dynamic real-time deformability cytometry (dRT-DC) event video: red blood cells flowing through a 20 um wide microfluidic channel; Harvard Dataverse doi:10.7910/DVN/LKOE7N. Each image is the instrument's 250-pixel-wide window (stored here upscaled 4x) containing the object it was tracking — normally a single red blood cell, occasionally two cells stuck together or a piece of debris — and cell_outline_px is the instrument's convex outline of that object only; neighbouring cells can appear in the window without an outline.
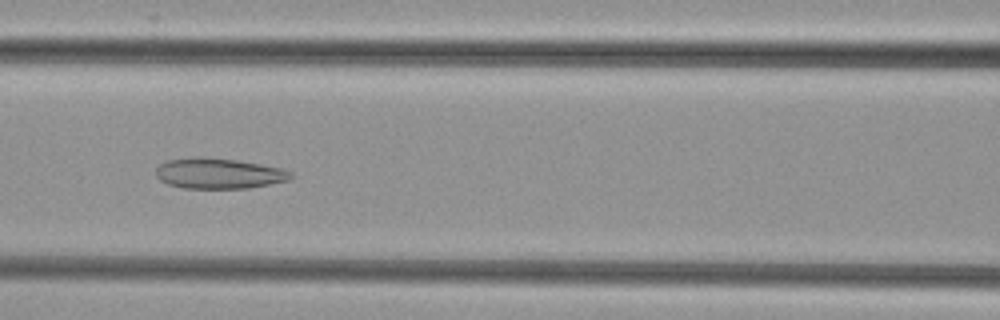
{"species": "common noctule bat (a hibernating species)", "species_latin": "Nyctalus noctula", "temperature_condition": "cold", "stored_images_in_passage": 42, "camera_frame_rate_fps": 3000, "um_per_image_px": 0.085, "animal": {"sex": "female", "body_mass_g": 29.2, "forearm_length_mm": 56.3}, "frame": {"image": 1, "passage_image": 22, "time_ms": 7.0, "image_size_px": [1000, 320], "cell_outline_px": [[292, 176], [288, 180], [248, 188], [184, 188], [168, 184], [160, 180], [156, 176], [156, 168], [160, 164], [168, 160], [192, 156], [200, 156], [236, 160], [260, 164], [280, 168], [292, 172]], "centroid_in_image_um": [18.55, 14.73], "position_along_channel_um": 148.1, "area_um2": 23.93}}
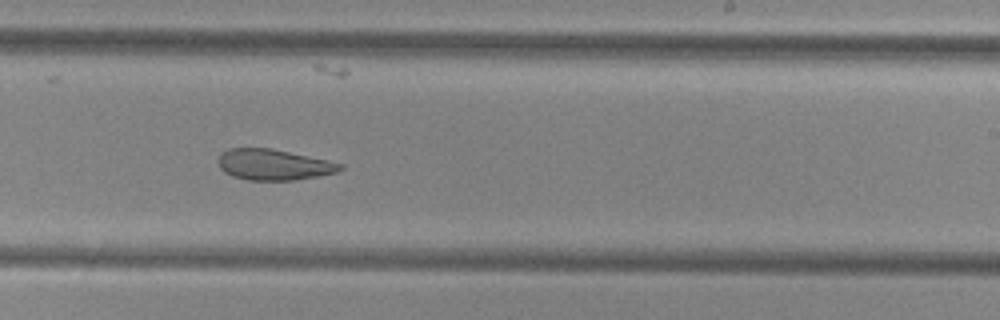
{"frame": {"image": 2, "passage_image": 31, "time_ms": 10.0, "image_size_px": [1000, 320], "cell_outline_px": [[344, 168], [336, 172], [320, 176], [296, 180], [248, 180], [232, 176], [224, 172], [220, 168], [216, 160], [220, 152], [228, 148], [272, 148], [328, 160], [344, 164]], "centroid_in_image_um": [23.24, 13.99], "position_along_channel_um": 265.8, "area_um2": 22.25}}
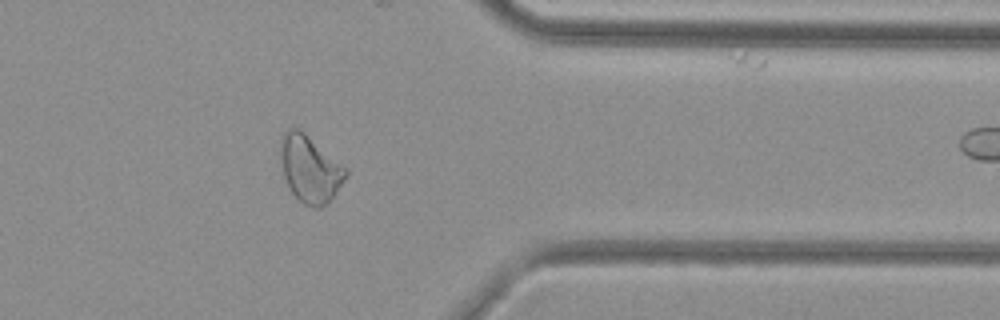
{"frame": {"image": 3, "passage_image": 41, "time_ms": 13.333, "image_size_px": [1000, 320], "cell_outline_px": [[348, 172], [344, 180], [336, 192], [320, 208], [312, 208], [304, 204], [288, 188], [284, 176], [280, 160], [280, 136], [288, 128], [300, 128], [348, 168]], "centroid_in_image_um": [26.33, 14.31], "position_along_channel_um": 385.1, "area_um2": 25.61}}